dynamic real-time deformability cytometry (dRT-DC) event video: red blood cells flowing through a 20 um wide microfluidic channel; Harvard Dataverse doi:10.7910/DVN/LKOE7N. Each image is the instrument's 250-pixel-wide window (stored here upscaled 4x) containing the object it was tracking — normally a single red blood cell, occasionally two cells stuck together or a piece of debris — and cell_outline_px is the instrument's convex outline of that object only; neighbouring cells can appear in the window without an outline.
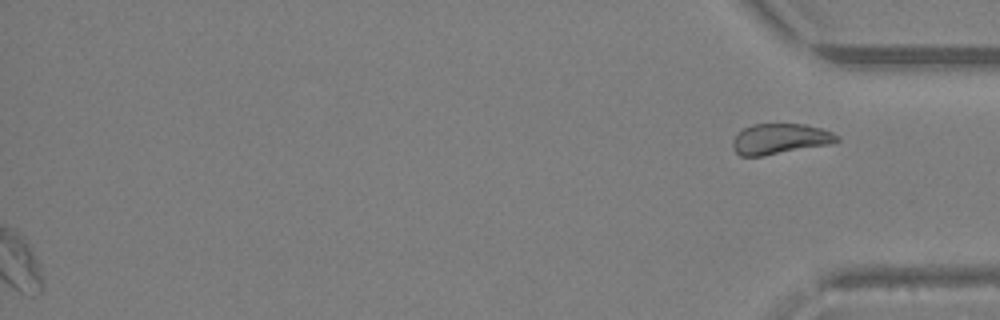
{"species": "Egyptian fruit bat (a non-hibernating species)", "species_latin": "Rousettus aegyptiacus", "temperature_condition": "warm", "stored_images_in_passage": 34, "segment_of_instrument_passage": [2, 2], "camera_frame_rate_fps": 3000, "um_per_image_px": 0.085, "animal": {"sex": "female"}, "frame": {"image": 1, "passage_image": 34, "time_ms": 11.0, "image_size_px": [1000, 320], "cell_outline_px": [[840, 140], [832, 144], [760, 156], [740, 156], [732, 148], [732, 140], [744, 128], [752, 124], [804, 124], [820, 128], [832, 132], [840, 136]], "centroid_in_image_um": [66.32, 11.81], "position_along_channel_um": 368.9, "area_um2": 18.5}}